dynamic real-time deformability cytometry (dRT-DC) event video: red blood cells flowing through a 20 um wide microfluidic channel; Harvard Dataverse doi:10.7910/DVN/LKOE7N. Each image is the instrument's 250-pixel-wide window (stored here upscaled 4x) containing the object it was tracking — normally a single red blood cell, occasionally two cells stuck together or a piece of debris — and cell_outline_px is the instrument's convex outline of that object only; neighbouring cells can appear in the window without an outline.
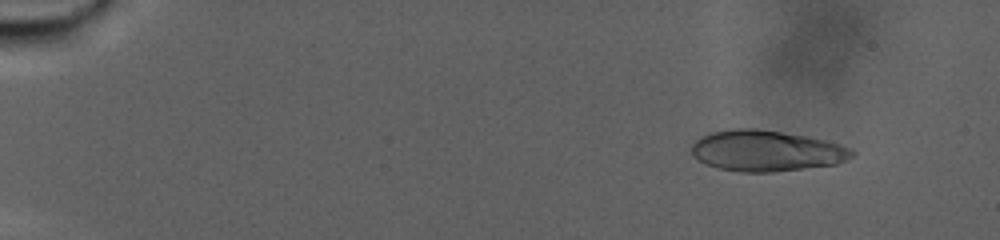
{"species": "human", "species_latin": "Homo sapiens", "temperature_condition": "warm", "stored_images_in_passage": 94, "camera_frame_rate_fps": 3000, "um_per_image_px": 0.085, "donor": {"sex": "male"}, "frame": {"image": 1, "passage_image": 11, "time_ms": 3.333, "image_size_px": [1000, 240], "cell_outline_px": [[856, 152], [852, 156], [836, 164], [772, 172], [740, 172], [720, 168], [696, 160], [692, 156], [692, 144], [700, 136], [712, 132], [736, 128], [756, 128], [808, 136], [828, 140], [852, 148]], "centroid_in_image_um": [65.14, 12.81], "position_along_channel_um": 19.9, "area_um2": 38.38}}
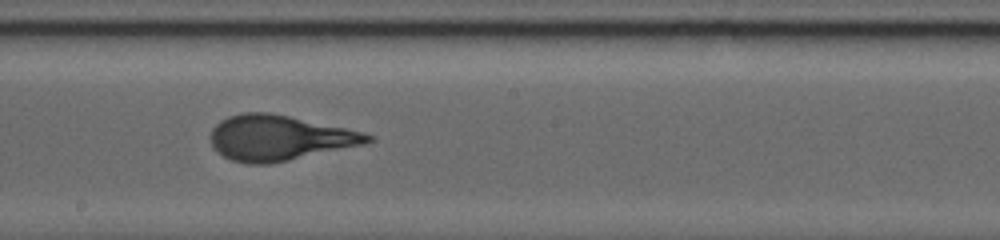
{"frame": {"image": 2, "passage_image": 56, "time_ms": 18.333, "image_size_px": [1000, 240], "cell_outline_px": [[372, 140], [364, 144], [288, 160], [268, 164], [248, 164], [232, 160], [224, 156], [212, 148], [208, 136], [212, 128], [220, 120], [228, 116], [244, 112], [272, 112], [364, 132], [372, 136]], "centroid_in_image_um": [23.66, 11.71], "position_along_channel_um": 224.5, "area_um2": 41.44}}
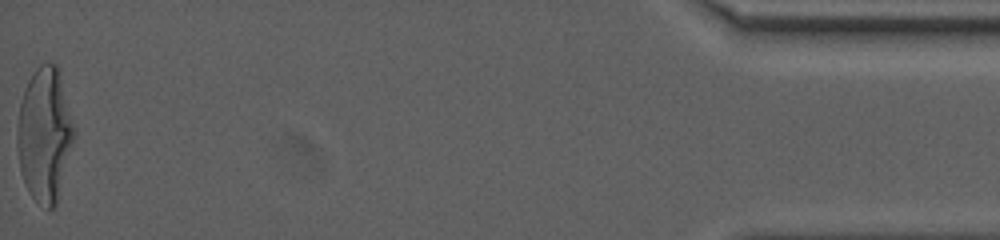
{"frame": {"image": 3, "passage_image": 94, "time_ms": 31.0, "image_size_px": [1000, 240], "cell_outline_px": [[76, 136], [56, 204], [48, 212], [32, 196], [24, 184], [20, 172], [16, 144], [16, 132], [20, 104], [24, 88], [32, 72], [44, 60], [56, 64], [76, 128]], "centroid_in_image_um": [3.79, 11.44], "position_along_channel_um": 431.4, "area_um2": 45.08}, "authors_computed_cell_mechanics": {"area_um2": 40.1132, "velocity_mm_per_s": 2.2922, "shape_relaxation_time_tau1_ms": 8.1215, "shape_relaxation_time_tau2_ms": null, "deformation_change_tau1": 0.2637, "deformation_change_tau2": null}}